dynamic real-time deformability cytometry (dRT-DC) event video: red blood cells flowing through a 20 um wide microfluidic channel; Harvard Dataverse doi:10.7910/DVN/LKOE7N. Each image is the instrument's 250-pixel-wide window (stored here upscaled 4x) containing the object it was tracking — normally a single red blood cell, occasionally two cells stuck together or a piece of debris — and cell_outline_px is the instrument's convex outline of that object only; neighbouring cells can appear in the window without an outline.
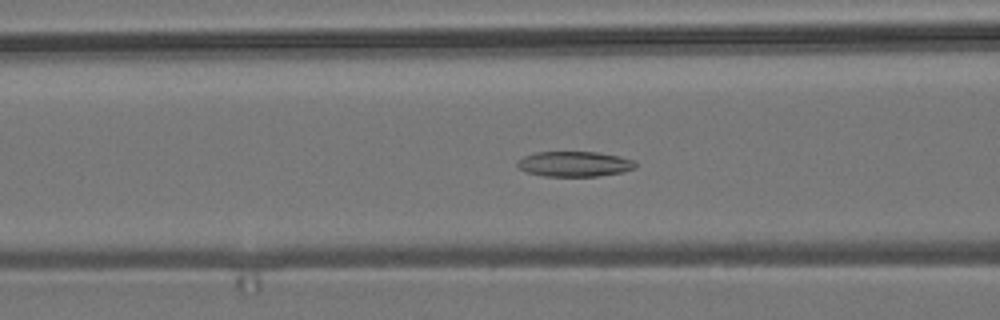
{"species": "common noctule bat (a hibernating species)", "species_latin": "Nyctalus noctula", "temperature_condition": "room temperature", "stored_images_in_passage": 35, "camera_frame_rate_fps": 3000, "um_per_image_px": 0.085, "animal": {"sex": "male", "body_mass_g": 19.2, "forearm_length_mm": 51.8}, "frame": {"image": 1, "passage_image": 22, "time_ms": 7.0, "image_size_px": [1000, 320], "cell_outline_px": [[636, 168], [624, 172], [596, 176], [544, 176], [528, 172], [520, 168], [516, 164], [524, 156], [536, 152], [596, 152], [620, 156], [632, 160], [636, 164]], "centroid_in_image_um": [48.86, 13.94], "position_along_channel_um": 117.7, "area_um2": 17.22}}
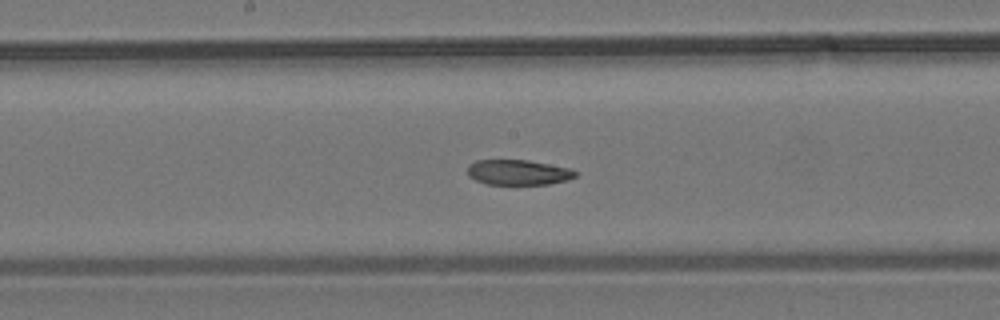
{"frame": {"image": 2, "passage_image": 29, "time_ms": 9.333, "image_size_px": [1000, 320], "cell_outline_px": [[576, 176], [568, 180], [548, 184], [488, 184], [476, 180], [468, 176], [468, 164], [476, 160], [528, 160], [572, 168], [576, 172]], "centroid_in_image_um": [44.06, 14.64], "position_along_channel_um": 204.1, "area_um2": 15.9}}
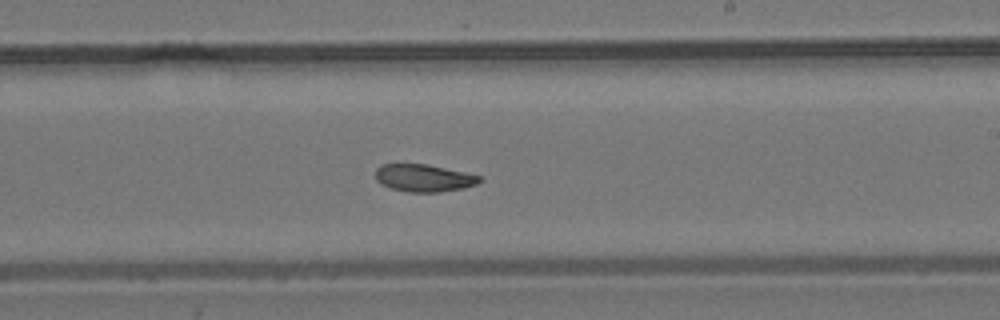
{"frame": {"image": 3, "passage_image": 33, "time_ms": 10.667, "image_size_px": [1000, 320], "cell_outline_px": [[484, 180], [476, 184], [464, 188], [440, 192], [408, 192], [392, 188], [380, 184], [376, 180], [376, 168], [380, 164], [428, 164], [464, 172], [480, 176]], "centroid_in_image_um": [36.02, 15.13], "position_along_channel_um": 253.0, "area_um2": 16.7}}